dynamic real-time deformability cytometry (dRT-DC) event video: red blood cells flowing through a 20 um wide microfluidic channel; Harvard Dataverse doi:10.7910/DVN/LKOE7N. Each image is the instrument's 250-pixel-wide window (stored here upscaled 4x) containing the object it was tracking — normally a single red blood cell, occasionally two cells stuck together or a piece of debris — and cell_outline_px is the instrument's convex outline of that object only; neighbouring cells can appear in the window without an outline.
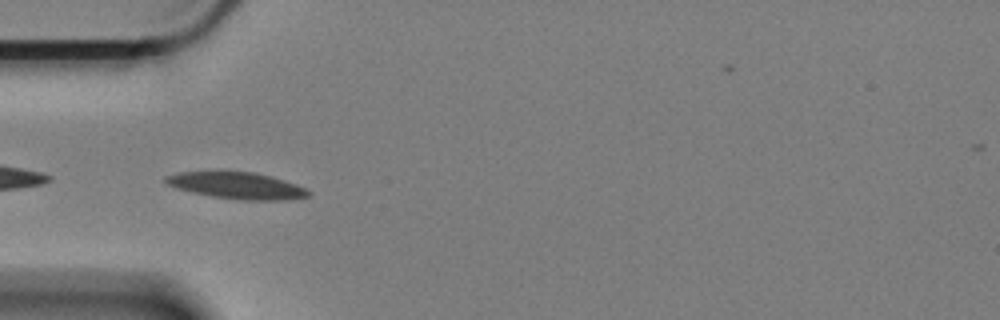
{"species": "Egyptian fruit bat (a non-hibernating species)", "species_latin": "Rousettus aegyptiacus", "temperature_condition": "cold", "stored_images_in_passage": 5, "camera_frame_rate_fps": 3000, "um_per_image_px": 0.085, "animal": {"sex": "female"}, "frame": {"image": 1, "passage_image": 2, "time_ms": 0.333, "image_size_px": [1000, 320], "cell_outline_px": [[312, 192], [308, 196], [284, 200], [244, 200], [212, 196], [192, 192], [176, 188], [168, 184], [164, 180], [164, 176], [180, 172], [256, 172], [284, 180], [296, 184]], "centroid_in_image_um": [20.14, 15.77], "position_along_channel_um": 64.9, "area_um2": 21.85}}